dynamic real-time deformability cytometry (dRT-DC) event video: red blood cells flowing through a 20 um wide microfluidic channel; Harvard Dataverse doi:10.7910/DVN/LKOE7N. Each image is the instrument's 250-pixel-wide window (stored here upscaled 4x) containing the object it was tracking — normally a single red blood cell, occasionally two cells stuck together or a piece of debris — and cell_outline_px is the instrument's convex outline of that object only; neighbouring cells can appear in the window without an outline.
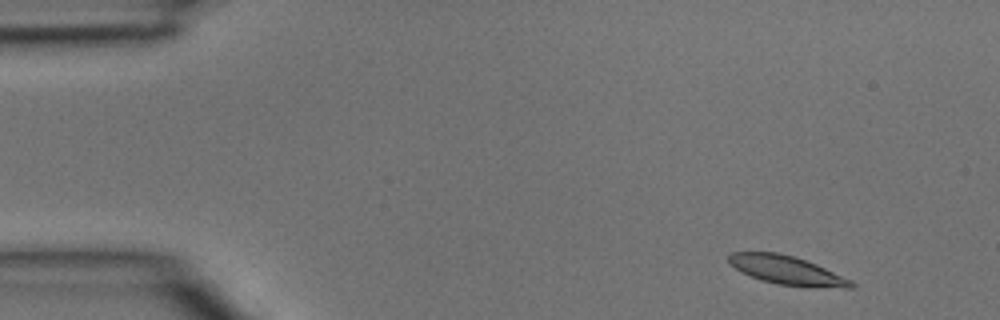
{"species": "common noctule bat (a hibernating species)", "species_latin": "Nyctalus noctula", "temperature_condition": "room temperature", "stored_images_in_passage": 3, "camera_frame_rate_fps": 3000, "um_per_image_px": 0.085, "animal": {"sex": "male", "body_mass_g": 15.6}, "frame": {"image": 1, "passage_image": 1, "time_ms": 0.0, "image_size_px": [1000, 320], "cell_outline_px": [[856, 288], [808, 288], [776, 284], [760, 280], [736, 268], [728, 260], [728, 256], [732, 252], [780, 252], [816, 264], [852, 280], [856, 284]], "centroid_in_image_um": [66.97, 23.0], "position_along_channel_um": 18.0, "area_um2": 20.63}}